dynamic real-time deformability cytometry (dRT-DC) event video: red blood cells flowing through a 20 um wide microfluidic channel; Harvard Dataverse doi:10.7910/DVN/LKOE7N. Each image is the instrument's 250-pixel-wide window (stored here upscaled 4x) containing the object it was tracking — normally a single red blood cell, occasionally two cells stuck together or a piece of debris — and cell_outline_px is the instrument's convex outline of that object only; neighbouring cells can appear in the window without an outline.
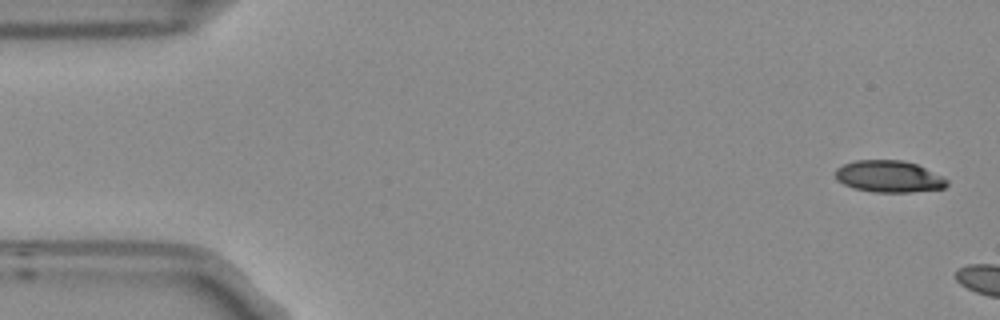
{"species": "Egyptian fruit bat (a non-hibernating species)", "species_latin": "Rousettus aegyptiacus", "temperature_condition": "room temperature", "stored_images_in_passage": 4, "camera_frame_rate_fps": 3000, "um_per_image_px": 0.085, "frame": {"image": 1, "passage_image": 1, "time_ms": 0.0, "image_size_px": [1000, 320], "cell_outline_px": [[948, 184], [944, 188], [912, 192], [872, 192], [852, 188], [836, 180], [836, 168], [844, 164], [856, 160], [904, 160], [916, 164], [948, 180]], "centroid_in_image_um": [75.52, 15.0], "position_along_channel_um": 9.5, "area_um2": 20.58}}